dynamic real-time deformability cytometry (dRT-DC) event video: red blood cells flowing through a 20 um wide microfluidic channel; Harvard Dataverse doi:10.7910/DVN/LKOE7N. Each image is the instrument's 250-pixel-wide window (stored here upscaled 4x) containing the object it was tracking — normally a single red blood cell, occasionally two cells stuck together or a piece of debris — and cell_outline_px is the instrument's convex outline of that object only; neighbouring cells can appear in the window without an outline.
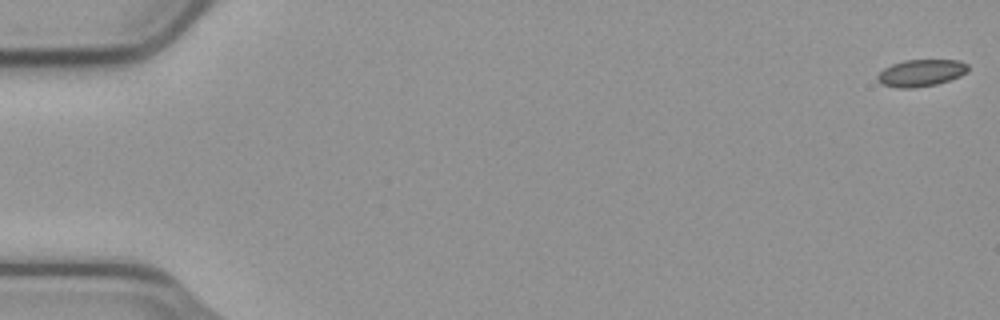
{"species": "common noctule bat (a hibernating species)", "species_latin": "Nyctalus noctula", "temperature_condition": "cold", "stored_images_in_passage": 56, "camera_frame_rate_fps": 3000, "um_per_image_px": 0.085, "animal": {"sex": "male", "body_mass_g": 23.1, "forearm_length_mm": 52.7}, "frame": {"image": 1, "passage_image": 1, "time_ms": 0.0, "image_size_px": [1000, 320], "cell_outline_px": [[968, 72], [960, 76], [936, 84], [916, 88], [900, 88], [880, 84], [876, 80], [876, 76], [884, 68], [892, 64], [904, 60], [960, 60], [968, 64]], "centroid_in_image_um": [78.27, 6.2], "position_along_channel_um": 6.7, "area_um2": 14.33}}
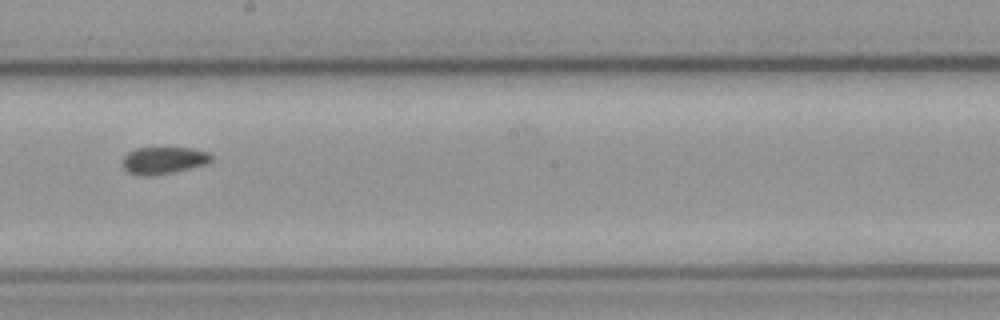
{"frame": {"image": 2, "passage_image": 32, "time_ms": 10.333, "image_size_px": [1000, 320], "cell_outline_px": [[212, 160], [204, 164], [156, 176], [136, 176], [128, 172], [120, 164], [120, 160], [128, 152], [136, 148], [192, 148], [208, 152], [212, 156]], "centroid_in_image_um": [13.82, 13.64], "position_along_channel_um": 234.4, "area_um2": 14.16}}
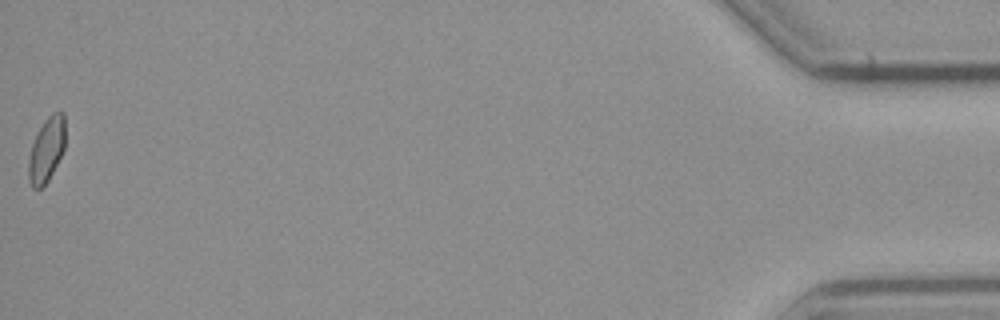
{"frame": {"image": 3, "passage_image": 56, "time_ms": 18.333, "image_size_px": [1000, 320], "cell_outline_px": [[64, 148], [48, 180], [40, 188], [32, 188], [28, 176], [28, 160], [32, 144], [36, 132], [44, 120], [52, 112], [64, 112]], "centroid_in_image_um": [3.93, 12.69], "position_along_channel_um": 431.3, "area_um2": 13.64}, "authors_computed_cell_mechanics": {"area_um2": 14.2766, "velocity_mm_per_s": 3.7381, "shape_relaxation_time_tau1_ms": 5.9343, "shape_relaxation_time_tau2_ms": 3.7897, "deformation_change_tau1": 0.0822, "deformation_change_tau2": 0.0613}}